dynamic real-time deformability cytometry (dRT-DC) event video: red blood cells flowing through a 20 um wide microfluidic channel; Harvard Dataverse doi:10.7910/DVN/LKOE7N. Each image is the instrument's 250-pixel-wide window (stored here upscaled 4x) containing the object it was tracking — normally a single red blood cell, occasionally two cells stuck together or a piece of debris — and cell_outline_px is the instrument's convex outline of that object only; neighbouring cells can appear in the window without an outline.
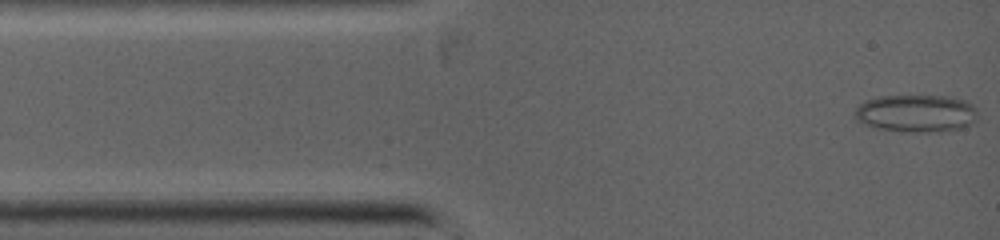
{"species": "common noctule bat (a hibernating species)", "species_latin": "Nyctalus noctula", "temperature_condition": "warm", "stored_images_in_passage": 4, "camera_frame_rate_fps": 5000, "um_per_image_px": 0.085, "animal": {"sex": "female", "body_mass_g": 19.0, "forearm_length_mm": 53.3}, "frame": {"image": 1, "passage_image": 1, "time_ms": 0.0, "image_size_px": [1000, 240], "cell_outline_px": [[976, 120], [960, 128], [924, 132], [904, 132], [876, 128], [860, 120], [852, 112], [860, 104], [876, 96], [948, 96], [964, 100], [972, 104], [976, 108]], "centroid_in_image_um": [77.87, 9.62], "position_along_channel_um": 7.1, "area_um2": 26.53}}
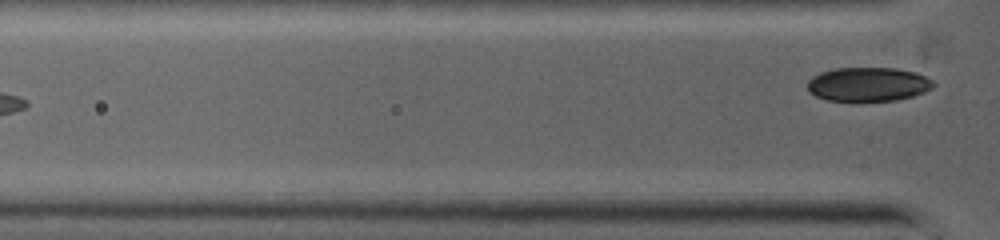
{"frame": {"image": 2, "passage_image": 4, "time_ms": 3.8, "image_size_px": [1000, 240], "cell_outline_px": [[936, 84], [932, 88], [924, 92], [912, 96], [896, 100], [828, 100], [816, 96], [808, 92], [808, 80], [812, 76], [820, 72], [836, 68], [892, 68], [916, 72], [932, 80]], "centroid_in_image_um": [73.78, 7.15], "position_along_channel_um": 52.0, "area_um2": 24.8}}